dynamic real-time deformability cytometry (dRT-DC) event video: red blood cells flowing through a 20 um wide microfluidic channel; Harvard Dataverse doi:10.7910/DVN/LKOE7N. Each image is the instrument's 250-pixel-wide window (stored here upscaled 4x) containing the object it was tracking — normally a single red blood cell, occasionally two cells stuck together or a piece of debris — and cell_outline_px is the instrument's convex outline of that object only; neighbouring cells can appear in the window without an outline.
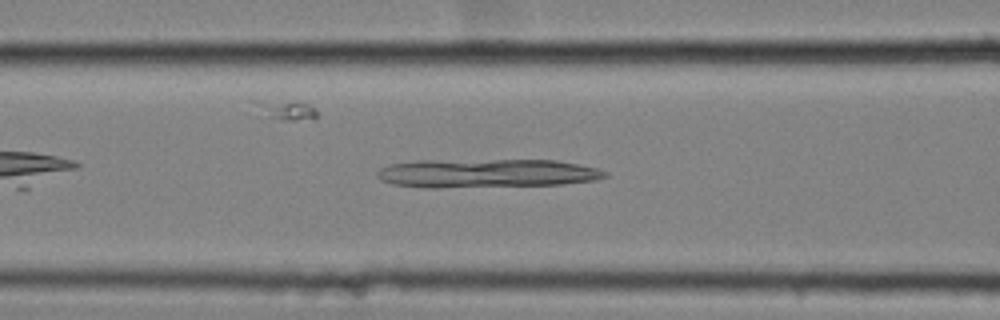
{"species": "common noctule bat (a hibernating species)", "species_latin": "Nyctalus noctula", "temperature_condition": "cold", "stored_images_in_passage": 45, "camera_frame_rate_fps": 3000, "um_per_image_px": 0.085, "animal": {"sex": "female", "body_mass_g": 25.1}, "frame": {"image": 1, "passage_image": 24, "time_ms": 7.667, "image_size_px": [1000, 320], "cell_outline_px": [[608, 176], [596, 180], [564, 184], [436, 188], [424, 188], [392, 184], [380, 180], [376, 176], [376, 172], [380, 168], [392, 164], [416, 160], [556, 160], [596, 168], [608, 172]], "centroid_in_image_um": [41.32, 14.73], "position_along_channel_um": 125.3, "area_um2": 38.38}}
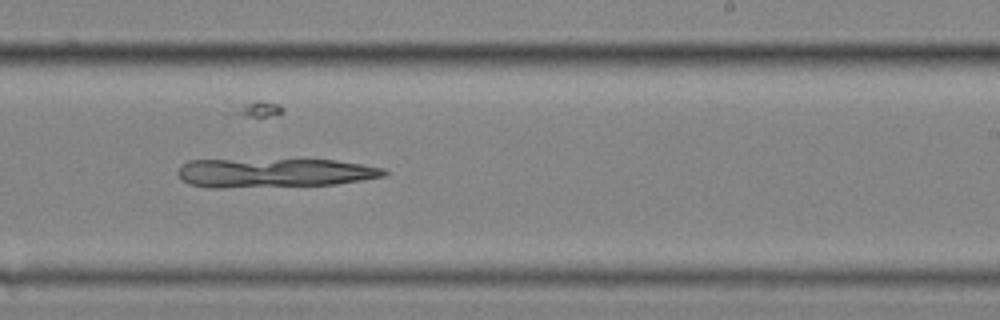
{"frame": {"image": 2, "passage_image": 36, "time_ms": 11.667, "image_size_px": [1000, 320], "cell_outline_px": [[388, 176], [336, 184], [224, 188], [208, 188], [188, 184], [180, 180], [176, 172], [180, 164], [188, 160], [336, 160], [384, 168], [388, 172]], "centroid_in_image_um": [23.25, 14.7], "position_along_channel_um": 265.8, "area_um2": 35.26}}
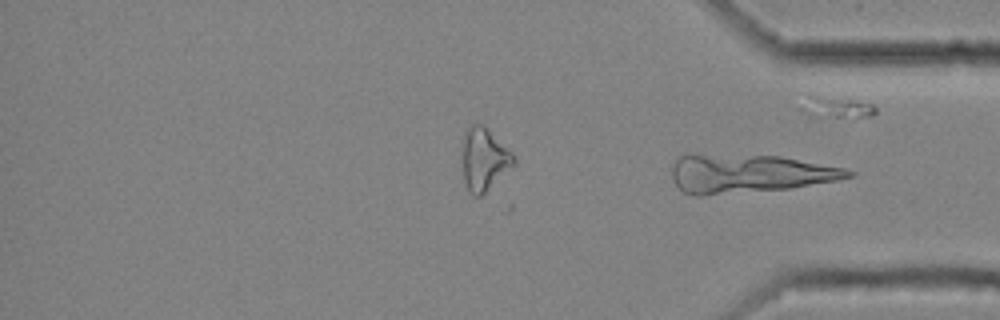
{"frame": {"image": 3, "passage_image": 45, "time_ms": 14.667, "image_size_px": [1000, 320], "cell_outline_px": [[856, 172], [852, 176], [836, 180], [788, 188], [704, 196], [692, 196], [684, 192], [672, 180], [672, 164], [680, 156], [688, 152], [780, 156], [848, 168]], "centroid_in_image_um": [63.59, 14.72], "position_along_channel_um": 371.6, "area_um2": 40.34}}